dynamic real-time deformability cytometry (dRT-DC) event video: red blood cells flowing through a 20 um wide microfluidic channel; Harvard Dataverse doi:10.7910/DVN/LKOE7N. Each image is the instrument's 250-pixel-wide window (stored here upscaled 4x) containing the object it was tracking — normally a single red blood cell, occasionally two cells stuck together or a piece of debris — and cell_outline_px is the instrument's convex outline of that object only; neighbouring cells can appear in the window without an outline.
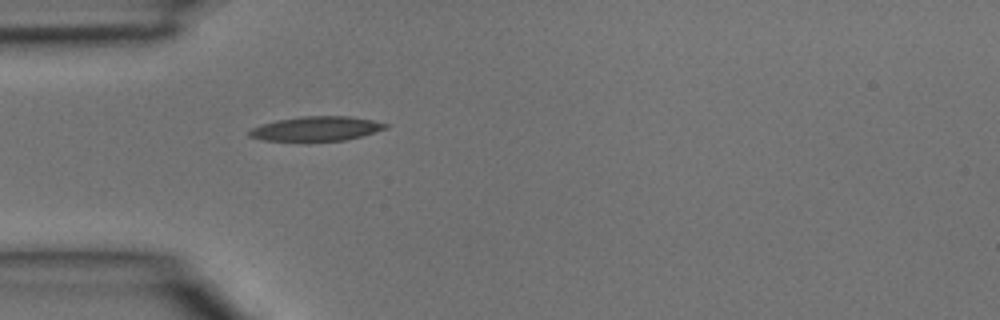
{"species": "common noctule bat (a hibernating species)", "species_latin": "Nyctalus noctula", "temperature_condition": "room temperature", "stored_images_in_passage": 3, "camera_frame_rate_fps": 3000, "um_per_image_px": 0.085, "animal": {"sex": "male", "body_mass_g": 15.6}, "frame": {"image": 1, "passage_image": 3, "time_ms": 0.667, "image_size_px": [1000, 320], "cell_outline_px": [[388, 128], [360, 136], [344, 140], [260, 140], [248, 136], [248, 132], [252, 128], [276, 120], [300, 116], [348, 116], [372, 120], [388, 124]], "centroid_in_image_um": [26.88, 10.92], "position_along_channel_um": 58.1, "area_um2": 19.07}}